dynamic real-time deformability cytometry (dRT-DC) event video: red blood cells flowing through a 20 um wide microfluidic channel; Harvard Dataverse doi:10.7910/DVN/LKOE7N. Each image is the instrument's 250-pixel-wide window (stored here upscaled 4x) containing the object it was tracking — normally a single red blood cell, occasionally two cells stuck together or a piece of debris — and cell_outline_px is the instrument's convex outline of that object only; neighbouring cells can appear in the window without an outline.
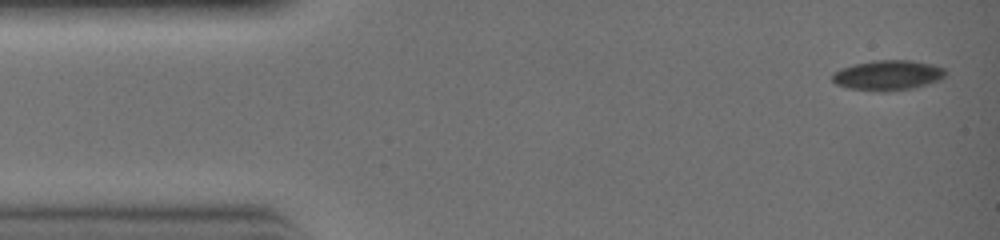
{"species": "common noctule bat (a hibernating species)", "species_latin": "Nyctalus noctula", "temperature_condition": "warm", "stored_images_in_passage": 31, "camera_frame_rate_fps": 3000, "um_per_image_px": 0.085, "animal": {"sex": "female", "body_mass_g": 19.0, "forearm_length_mm": 51.5}, "frame": {"image": 1, "passage_image": 1, "time_ms": 0.0, "image_size_px": [1000, 240], "cell_outline_px": [[944, 76], [940, 80], [928, 84], [912, 88], [884, 92], [880, 92], [848, 88], [836, 84], [832, 80], [832, 76], [836, 72], [844, 68], [856, 64], [876, 60], [908, 60], [928, 64], [944, 68]], "centroid_in_image_um": [75.46, 6.41], "position_along_channel_um": 9.5, "area_um2": 19.48}}
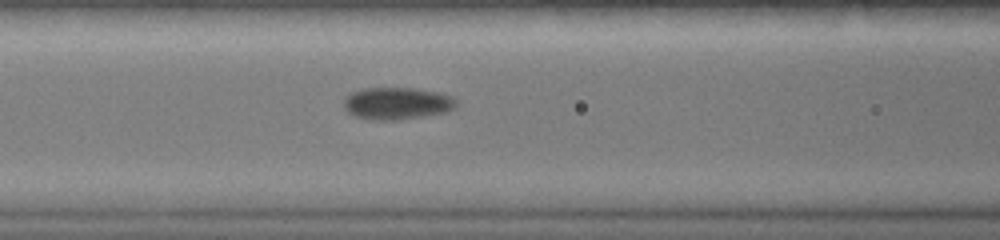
{"frame": {"image": 2, "passage_image": 12, "time_ms": 3.667, "image_size_px": [1000, 240], "cell_outline_px": [[456, 104], [452, 108], [444, 112], [424, 116], [396, 120], [372, 120], [356, 116], [348, 112], [344, 108], [344, 96], [348, 92], [360, 88], [416, 88], [440, 92], [452, 96], [456, 100]], "centroid_in_image_um": [33.69, 8.77], "position_along_channel_um": 132.9, "area_um2": 21.27}}
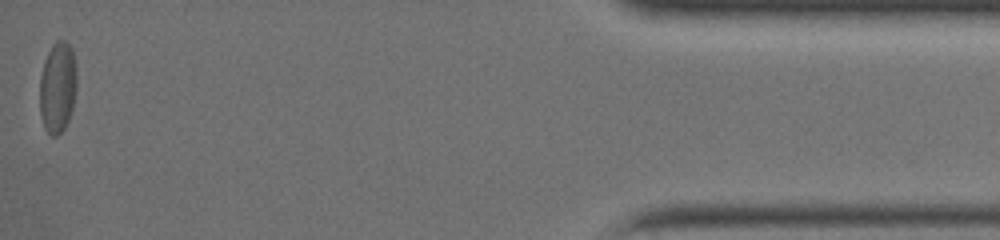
{"frame": {"image": 3, "passage_image": 31, "time_ms": 10.0, "image_size_px": [1000, 240], "cell_outline_px": [[76, 92], [72, 108], [68, 120], [64, 128], [56, 136], [52, 136], [44, 128], [40, 116], [40, 76], [44, 60], [52, 44], [56, 40], [64, 40], [72, 48], [76, 68]], "centroid_in_image_um": [4.89, 7.41], "position_along_channel_um": 430.3, "area_um2": 19.77}}